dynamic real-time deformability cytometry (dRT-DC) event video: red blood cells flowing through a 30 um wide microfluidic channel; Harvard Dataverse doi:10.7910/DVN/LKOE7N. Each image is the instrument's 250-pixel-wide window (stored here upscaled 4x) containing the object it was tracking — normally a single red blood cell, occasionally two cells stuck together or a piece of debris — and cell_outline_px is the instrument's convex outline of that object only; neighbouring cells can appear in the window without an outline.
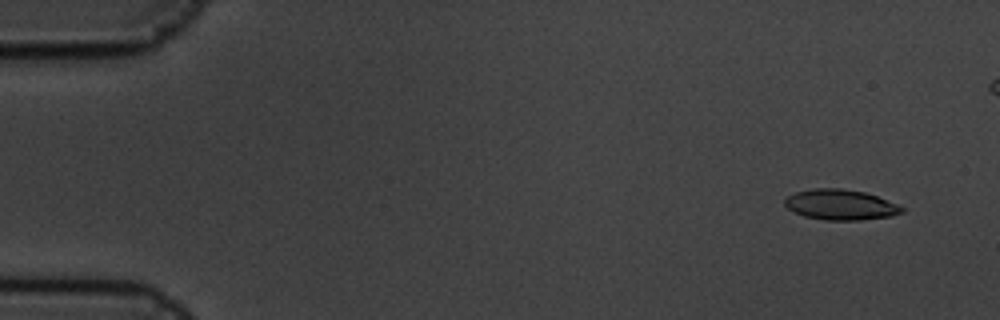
{"species": "common noctule bat (a hibernating species)", "species_latin": "Nyctalus noctula", "temperature_condition": "cold", "stored_images_in_passage": 7, "camera_frame_rate_fps": 3000, "um_per_image_px": 0.085, "animal": {"sex": "male", "body_mass_g": 19.5, "forearm_length_mm": 54.6}, "frame": {"image": 1, "passage_image": 2, "time_ms": 0.333, "image_size_px": [1000, 320], "cell_outline_px": [[904, 212], [892, 216], [860, 220], [824, 220], [804, 216], [788, 208], [784, 204], [784, 200], [788, 196], [796, 192], [812, 188], [840, 188], [864, 192], [876, 196], [896, 204], [904, 208]], "centroid_in_image_um": [71.44, 17.4], "position_along_channel_um": 13.6, "area_um2": 20.63}}